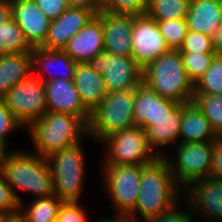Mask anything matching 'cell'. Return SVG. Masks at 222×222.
<instances>
[{
    "mask_svg": "<svg viewBox=\"0 0 222 222\" xmlns=\"http://www.w3.org/2000/svg\"><path fill=\"white\" fill-rule=\"evenodd\" d=\"M6 150L0 145V166Z\"/></svg>",
    "mask_w": 222,
    "mask_h": 222,
    "instance_id": "cell-46",
    "label": "cell"
},
{
    "mask_svg": "<svg viewBox=\"0 0 222 222\" xmlns=\"http://www.w3.org/2000/svg\"><path fill=\"white\" fill-rule=\"evenodd\" d=\"M20 127H23L19 121L12 115L11 111L7 108L6 102L0 98V145L6 150L8 149V135ZM18 128V129H17Z\"/></svg>",
    "mask_w": 222,
    "mask_h": 222,
    "instance_id": "cell-35",
    "label": "cell"
},
{
    "mask_svg": "<svg viewBox=\"0 0 222 222\" xmlns=\"http://www.w3.org/2000/svg\"><path fill=\"white\" fill-rule=\"evenodd\" d=\"M32 74L31 53L0 55V98Z\"/></svg>",
    "mask_w": 222,
    "mask_h": 222,
    "instance_id": "cell-25",
    "label": "cell"
},
{
    "mask_svg": "<svg viewBox=\"0 0 222 222\" xmlns=\"http://www.w3.org/2000/svg\"><path fill=\"white\" fill-rule=\"evenodd\" d=\"M162 37L170 49L179 50L188 32L185 19L156 21Z\"/></svg>",
    "mask_w": 222,
    "mask_h": 222,
    "instance_id": "cell-31",
    "label": "cell"
},
{
    "mask_svg": "<svg viewBox=\"0 0 222 222\" xmlns=\"http://www.w3.org/2000/svg\"><path fill=\"white\" fill-rule=\"evenodd\" d=\"M11 17L22 29L29 45L41 47L47 39L51 20L34 0H10Z\"/></svg>",
    "mask_w": 222,
    "mask_h": 222,
    "instance_id": "cell-14",
    "label": "cell"
},
{
    "mask_svg": "<svg viewBox=\"0 0 222 222\" xmlns=\"http://www.w3.org/2000/svg\"><path fill=\"white\" fill-rule=\"evenodd\" d=\"M32 56V74L44 82L53 81L57 79L73 80L77 62L72 60L63 50H49L42 47H34L31 51ZM58 66H62L64 69L61 72H51V68L54 69ZM41 69L40 71H37ZM46 70L44 73L43 70ZM56 71V70H55ZM61 71V70H60ZM35 72V73H34ZM43 73V74H42ZM49 74L48 76L46 75Z\"/></svg>",
    "mask_w": 222,
    "mask_h": 222,
    "instance_id": "cell-20",
    "label": "cell"
},
{
    "mask_svg": "<svg viewBox=\"0 0 222 222\" xmlns=\"http://www.w3.org/2000/svg\"><path fill=\"white\" fill-rule=\"evenodd\" d=\"M209 177L222 180V136H218L213 141L212 165Z\"/></svg>",
    "mask_w": 222,
    "mask_h": 222,
    "instance_id": "cell-40",
    "label": "cell"
},
{
    "mask_svg": "<svg viewBox=\"0 0 222 222\" xmlns=\"http://www.w3.org/2000/svg\"><path fill=\"white\" fill-rule=\"evenodd\" d=\"M189 0H147L146 14L155 21L185 19Z\"/></svg>",
    "mask_w": 222,
    "mask_h": 222,
    "instance_id": "cell-28",
    "label": "cell"
},
{
    "mask_svg": "<svg viewBox=\"0 0 222 222\" xmlns=\"http://www.w3.org/2000/svg\"><path fill=\"white\" fill-rule=\"evenodd\" d=\"M183 66L195 85L211 65L215 53H181Z\"/></svg>",
    "mask_w": 222,
    "mask_h": 222,
    "instance_id": "cell-32",
    "label": "cell"
},
{
    "mask_svg": "<svg viewBox=\"0 0 222 222\" xmlns=\"http://www.w3.org/2000/svg\"><path fill=\"white\" fill-rule=\"evenodd\" d=\"M96 13L84 7L69 6L58 18L51 20L42 48L63 50L70 38L82 29Z\"/></svg>",
    "mask_w": 222,
    "mask_h": 222,
    "instance_id": "cell-16",
    "label": "cell"
},
{
    "mask_svg": "<svg viewBox=\"0 0 222 222\" xmlns=\"http://www.w3.org/2000/svg\"><path fill=\"white\" fill-rule=\"evenodd\" d=\"M192 102L199 108L218 136H222V96L194 94Z\"/></svg>",
    "mask_w": 222,
    "mask_h": 222,
    "instance_id": "cell-29",
    "label": "cell"
},
{
    "mask_svg": "<svg viewBox=\"0 0 222 222\" xmlns=\"http://www.w3.org/2000/svg\"><path fill=\"white\" fill-rule=\"evenodd\" d=\"M3 99L12 115L26 128L48 111L44 81L33 74L14 85Z\"/></svg>",
    "mask_w": 222,
    "mask_h": 222,
    "instance_id": "cell-9",
    "label": "cell"
},
{
    "mask_svg": "<svg viewBox=\"0 0 222 222\" xmlns=\"http://www.w3.org/2000/svg\"><path fill=\"white\" fill-rule=\"evenodd\" d=\"M0 170L19 205L24 202L15 192L16 189L32 193V195H36V198L54 194L51 167L48 160L33 151L16 149L6 151Z\"/></svg>",
    "mask_w": 222,
    "mask_h": 222,
    "instance_id": "cell-2",
    "label": "cell"
},
{
    "mask_svg": "<svg viewBox=\"0 0 222 222\" xmlns=\"http://www.w3.org/2000/svg\"><path fill=\"white\" fill-rule=\"evenodd\" d=\"M180 203L183 202H179V204L177 203L170 210L164 213L146 218L143 222H195L196 220H193V215L188 203L186 201L184 202L185 206L188 207L186 209H189V212L186 209L184 211L182 208L179 209Z\"/></svg>",
    "mask_w": 222,
    "mask_h": 222,
    "instance_id": "cell-36",
    "label": "cell"
},
{
    "mask_svg": "<svg viewBox=\"0 0 222 222\" xmlns=\"http://www.w3.org/2000/svg\"><path fill=\"white\" fill-rule=\"evenodd\" d=\"M103 167V185L114 203V211L129 214L139 196L142 165L104 164Z\"/></svg>",
    "mask_w": 222,
    "mask_h": 222,
    "instance_id": "cell-10",
    "label": "cell"
},
{
    "mask_svg": "<svg viewBox=\"0 0 222 222\" xmlns=\"http://www.w3.org/2000/svg\"><path fill=\"white\" fill-rule=\"evenodd\" d=\"M202 1H205V0H189V3H196V2H202Z\"/></svg>",
    "mask_w": 222,
    "mask_h": 222,
    "instance_id": "cell-48",
    "label": "cell"
},
{
    "mask_svg": "<svg viewBox=\"0 0 222 222\" xmlns=\"http://www.w3.org/2000/svg\"><path fill=\"white\" fill-rule=\"evenodd\" d=\"M34 2L50 20L58 18L69 7L67 0H34Z\"/></svg>",
    "mask_w": 222,
    "mask_h": 222,
    "instance_id": "cell-39",
    "label": "cell"
},
{
    "mask_svg": "<svg viewBox=\"0 0 222 222\" xmlns=\"http://www.w3.org/2000/svg\"><path fill=\"white\" fill-rule=\"evenodd\" d=\"M6 216V214L0 213V222H3Z\"/></svg>",
    "mask_w": 222,
    "mask_h": 222,
    "instance_id": "cell-47",
    "label": "cell"
},
{
    "mask_svg": "<svg viewBox=\"0 0 222 222\" xmlns=\"http://www.w3.org/2000/svg\"><path fill=\"white\" fill-rule=\"evenodd\" d=\"M180 103L161 97L145 83L135 88L133 119L135 126L145 129L156 120L169 117Z\"/></svg>",
    "mask_w": 222,
    "mask_h": 222,
    "instance_id": "cell-15",
    "label": "cell"
},
{
    "mask_svg": "<svg viewBox=\"0 0 222 222\" xmlns=\"http://www.w3.org/2000/svg\"><path fill=\"white\" fill-rule=\"evenodd\" d=\"M143 83L163 98L180 104L193 100L194 84L183 66L179 50L170 49L143 69Z\"/></svg>",
    "mask_w": 222,
    "mask_h": 222,
    "instance_id": "cell-4",
    "label": "cell"
},
{
    "mask_svg": "<svg viewBox=\"0 0 222 222\" xmlns=\"http://www.w3.org/2000/svg\"><path fill=\"white\" fill-rule=\"evenodd\" d=\"M104 32L101 18L96 14L82 29L73 35L63 51L77 63H87L101 54Z\"/></svg>",
    "mask_w": 222,
    "mask_h": 222,
    "instance_id": "cell-19",
    "label": "cell"
},
{
    "mask_svg": "<svg viewBox=\"0 0 222 222\" xmlns=\"http://www.w3.org/2000/svg\"><path fill=\"white\" fill-rule=\"evenodd\" d=\"M175 148V158L167 157V155H164V157L169 164L174 179L182 189L183 186L186 188L195 180L210 176L213 141L180 142L177 143Z\"/></svg>",
    "mask_w": 222,
    "mask_h": 222,
    "instance_id": "cell-8",
    "label": "cell"
},
{
    "mask_svg": "<svg viewBox=\"0 0 222 222\" xmlns=\"http://www.w3.org/2000/svg\"><path fill=\"white\" fill-rule=\"evenodd\" d=\"M185 20L189 31L214 38L222 26V0L190 3Z\"/></svg>",
    "mask_w": 222,
    "mask_h": 222,
    "instance_id": "cell-21",
    "label": "cell"
},
{
    "mask_svg": "<svg viewBox=\"0 0 222 222\" xmlns=\"http://www.w3.org/2000/svg\"><path fill=\"white\" fill-rule=\"evenodd\" d=\"M11 18L10 0H0V25Z\"/></svg>",
    "mask_w": 222,
    "mask_h": 222,
    "instance_id": "cell-43",
    "label": "cell"
},
{
    "mask_svg": "<svg viewBox=\"0 0 222 222\" xmlns=\"http://www.w3.org/2000/svg\"><path fill=\"white\" fill-rule=\"evenodd\" d=\"M82 143L53 153L47 158L51 167L53 193L63 202H79L86 175Z\"/></svg>",
    "mask_w": 222,
    "mask_h": 222,
    "instance_id": "cell-5",
    "label": "cell"
},
{
    "mask_svg": "<svg viewBox=\"0 0 222 222\" xmlns=\"http://www.w3.org/2000/svg\"><path fill=\"white\" fill-rule=\"evenodd\" d=\"M134 96L135 88L107 92L101 104L91 113L88 123L89 137L101 141L114 132L135 126Z\"/></svg>",
    "mask_w": 222,
    "mask_h": 222,
    "instance_id": "cell-6",
    "label": "cell"
},
{
    "mask_svg": "<svg viewBox=\"0 0 222 222\" xmlns=\"http://www.w3.org/2000/svg\"><path fill=\"white\" fill-rule=\"evenodd\" d=\"M147 0H101V11L116 15L146 14Z\"/></svg>",
    "mask_w": 222,
    "mask_h": 222,
    "instance_id": "cell-33",
    "label": "cell"
},
{
    "mask_svg": "<svg viewBox=\"0 0 222 222\" xmlns=\"http://www.w3.org/2000/svg\"><path fill=\"white\" fill-rule=\"evenodd\" d=\"M44 84L48 111L80 117L88 125L91 113L82 103L73 80L57 79Z\"/></svg>",
    "mask_w": 222,
    "mask_h": 222,
    "instance_id": "cell-17",
    "label": "cell"
},
{
    "mask_svg": "<svg viewBox=\"0 0 222 222\" xmlns=\"http://www.w3.org/2000/svg\"><path fill=\"white\" fill-rule=\"evenodd\" d=\"M3 222H25L24 217L18 212L13 215H7Z\"/></svg>",
    "mask_w": 222,
    "mask_h": 222,
    "instance_id": "cell-45",
    "label": "cell"
},
{
    "mask_svg": "<svg viewBox=\"0 0 222 222\" xmlns=\"http://www.w3.org/2000/svg\"><path fill=\"white\" fill-rule=\"evenodd\" d=\"M29 134L35 148L33 153L48 158L53 153L82 142L88 136V125L71 114L47 111L29 127Z\"/></svg>",
    "mask_w": 222,
    "mask_h": 222,
    "instance_id": "cell-3",
    "label": "cell"
},
{
    "mask_svg": "<svg viewBox=\"0 0 222 222\" xmlns=\"http://www.w3.org/2000/svg\"><path fill=\"white\" fill-rule=\"evenodd\" d=\"M194 94L222 96V57L215 55L208 70L194 85Z\"/></svg>",
    "mask_w": 222,
    "mask_h": 222,
    "instance_id": "cell-30",
    "label": "cell"
},
{
    "mask_svg": "<svg viewBox=\"0 0 222 222\" xmlns=\"http://www.w3.org/2000/svg\"><path fill=\"white\" fill-rule=\"evenodd\" d=\"M103 25V51L110 54L132 57L133 16L116 15L105 11L97 14Z\"/></svg>",
    "mask_w": 222,
    "mask_h": 222,
    "instance_id": "cell-18",
    "label": "cell"
},
{
    "mask_svg": "<svg viewBox=\"0 0 222 222\" xmlns=\"http://www.w3.org/2000/svg\"><path fill=\"white\" fill-rule=\"evenodd\" d=\"M214 48H215V55L222 57V26L218 30L217 35L214 37Z\"/></svg>",
    "mask_w": 222,
    "mask_h": 222,
    "instance_id": "cell-44",
    "label": "cell"
},
{
    "mask_svg": "<svg viewBox=\"0 0 222 222\" xmlns=\"http://www.w3.org/2000/svg\"><path fill=\"white\" fill-rule=\"evenodd\" d=\"M19 209L20 205L0 170V213L13 215L18 213Z\"/></svg>",
    "mask_w": 222,
    "mask_h": 222,
    "instance_id": "cell-37",
    "label": "cell"
},
{
    "mask_svg": "<svg viewBox=\"0 0 222 222\" xmlns=\"http://www.w3.org/2000/svg\"><path fill=\"white\" fill-rule=\"evenodd\" d=\"M218 135L203 112L193 102L184 103L180 124L179 142L214 141Z\"/></svg>",
    "mask_w": 222,
    "mask_h": 222,
    "instance_id": "cell-23",
    "label": "cell"
},
{
    "mask_svg": "<svg viewBox=\"0 0 222 222\" xmlns=\"http://www.w3.org/2000/svg\"><path fill=\"white\" fill-rule=\"evenodd\" d=\"M87 64L102 75L108 92L129 90L143 82V68L132 57L103 51Z\"/></svg>",
    "mask_w": 222,
    "mask_h": 222,
    "instance_id": "cell-11",
    "label": "cell"
},
{
    "mask_svg": "<svg viewBox=\"0 0 222 222\" xmlns=\"http://www.w3.org/2000/svg\"><path fill=\"white\" fill-rule=\"evenodd\" d=\"M182 111L183 104H179L169 117L156 120L154 125L147 126L144 129L149 146L153 152L155 151L158 157H164V155H162L159 150L156 152V148L166 147L168 144L173 145L176 141H178L176 144L179 143Z\"/></svg>",
    "mask_w": 222,
    "mask_h": 222,
    "instance_id": "cell-24",
    "label": "cell"
},
{
    "mask_svg": "<svg viewBox=\"0 0 222 222\" xmlns=\"http://www.w3.org/2000/svg\"><path fill=\"white\" fill-rule=\"evenodd\" d=\"M99 222H143V220L140 221L139 218H136L132 216L131 214H123V213H117L116 216H112V218L109 217H103L100 218Z\"/></svg>",
    "mask_w": 222,
    "mask_h": 222,
    "instance_id": "cell-42",
    "label": "cell"
},
{
    "mask_svg": "<svg viewBox=\"0 0 222 222\" xmlns=\"http://www.w3.org/2000/svg\"><path fill=\"white\" fill-rule=\"evenodd\" d=\"M86 214L78 202H63L55 222H87Z\"/></svg>",
    "mask_w": 222,
    "mask_h": 222,
    "instance_id": "cell-38",
    "label": "cell"
},
{
    "mask_svg": "<svg viewBox=\"0 0 222 222\" xmlns=\"http://www.w3.org/2000/svg\"><path fill=\"white\" fill-rule=\"evenodd\" d=\"M183 189V200L193 216L199 214L207 222H222V180L202 178Z\"/></svg>",
    "mask_w": 222,
    "mask_h": 222,
    "instance_id": "cell-13",
    "label": "cell"
},
{
    "mask_svg": "<svg viewBox=\"0 0 222 222\" xmlns=\"http://www.w3.org/2000/svg\"><path fill=\"white\" fill-rule=\"evenodd\" d=\"M179 51L180 53H215L214 38L200 32L188 30Z\"/></svg>",
    "mask_w": 222,
    "mask_h": 222,
    "instance_id": "cell-34",
    "label": "cell"
},
{
    "mask_svg": "<svg viewBox=\"0 0 222 222\" xmlns=\"http://www.w3.org/2000/svg\"><path fill=\"white\" fill-rule=\"evenodd\" d=\"M31 51L32 47L26 41L22 29L12 17L0 25V55Z\"/></svg>",
    "mask_w": 222,
    "mask_h": 222,
    "instance_id": "cell-27",
    "label": "cell"
},
{
    "mask_svg": "<svg viewBox=\"0 0 222 222\" xmlns=\"http://www.w3.org/2000/svg\"><path fill=\"white\" fill-rule=\"evenodd\" d=\"M69 6L84 7L98 14L101 11V0H67Z\"/></svg>",
    "mask_w": 222,
    "mask_h": 222,
    "instance_id": "cell-41",
    "label": "cell"
},
{
    "mask_svg": "<svg viewBox=\"0 0 222 222\" xmlns=\"http://www.w3.org/2000/svg\"><path fill=\"white\" fill-rule=\"evenodd\" d=\"M73 82L82 103L90 113L101 104L108 92L102 75L85 62L77 63Z\"/></svg>",
    "mask_w": 222,
    "mask_h": 222,
    "instance_id": "cell-22",
    "label": "cell"
},
{
    "mask_svg": "<svg viewBox=\"0 0 222 222\" xmlns=\"http://www.w3.org/2000/svg\"><path fill=\"white\" fill-rule=\"evenodd\" d=\"M61 201L55 194L47 197L35 198L30 205H20L19 213L24 217L25 222H55ZM24 206L25 209H22Z\"/></svg>",
    "mask_w": 222,
    "mask_h": 222,
    "instance_id": "cell-26",
    "label": "cell"
},
{
    "mask_svg": "<svg viewBox=\"0 0 222 222\" xmlns=\"http://www.w3.org/2000/svg\"><path fill=\"white\" fill-rule=\"evenodd\" d=\"M100 142L107 148L104 164L146 165L158 157L151 150L146 132L140 126L114 132Z\"/></svg>",
    "mask_w": 222,
    "mask_h": 222,
    "instance_id": "cell-7",
    "label": "cell"
},
{
    "mask_svg": "<svg viewBox=\"0 0 222 222\" xmlns=\"http://www.w3.org/2000/svg\"><path fill=\"white\" fill-rule=\"evenodd\" d=\"M169 50L152 17L147 14L133 16L132 58L143 69Z\"/></svg>",
    "mask_w": 222,
    "mask_h": 222,
    "instance_id": "cell-12",
    "label": "cell"
},
{
    "mask_svg": "<svg viewBox=\"0 0 222 222\" xmlns=\"http://www.w3.org/2000/svg\"><path fill=\"white\" fill-rule=\"evenodd\" d=\"M139 187L136 206L129 214L141 220L164 213L183 199L180 195L183 189L174 179L165 157L142 165Z\"/></svg>",
    "mask_w": 222,
    "mask_h": 222,
    "instance_id": "cell-1",
    "label": "cell"
}]
</instances>
